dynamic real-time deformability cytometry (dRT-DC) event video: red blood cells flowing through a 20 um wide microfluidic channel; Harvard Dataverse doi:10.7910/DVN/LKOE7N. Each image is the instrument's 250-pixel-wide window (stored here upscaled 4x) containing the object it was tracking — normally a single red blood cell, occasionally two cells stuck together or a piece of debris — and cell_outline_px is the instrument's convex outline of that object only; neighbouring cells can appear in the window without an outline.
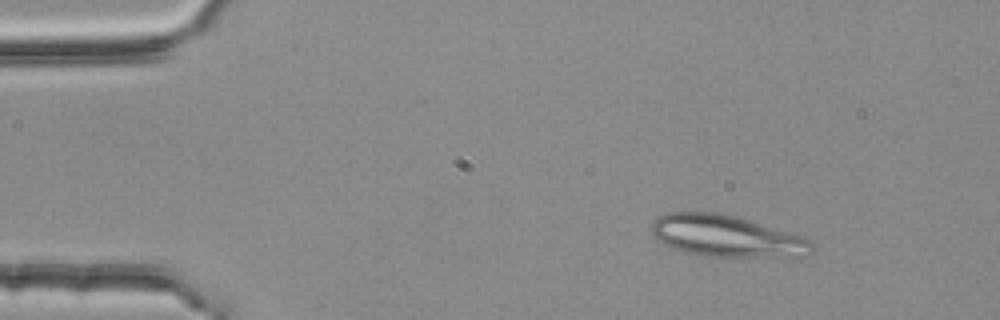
{"species": "common noctule bat (a hibernating species)", "species_latin": "Nyctalus noctula", "temperature_condition": "room temperature", "stored_images_in_passage": 4, "camera_frame_rate_fps": 3000, "um_per_image_px": 0.085, "animal": {"sex": "female", "body_mass_g": 25.1}, "frame": {"image": 1, "passage_image": 2, "time_ms": 0.333, "image_size_px": [1000, 320], "cell_outline_px": [[812, 244], [808, 256], [784, 260], [704, 256], [672, 248], [656, 240], [652, 236], [652, 220], [664, 212], [720, 212], [736, 216], [804, 236], [812, 240]], "centroid_in_image_um": [61.83, 20.11], "position_along_channel_um": 23.2, "area_um2": 40.4}}